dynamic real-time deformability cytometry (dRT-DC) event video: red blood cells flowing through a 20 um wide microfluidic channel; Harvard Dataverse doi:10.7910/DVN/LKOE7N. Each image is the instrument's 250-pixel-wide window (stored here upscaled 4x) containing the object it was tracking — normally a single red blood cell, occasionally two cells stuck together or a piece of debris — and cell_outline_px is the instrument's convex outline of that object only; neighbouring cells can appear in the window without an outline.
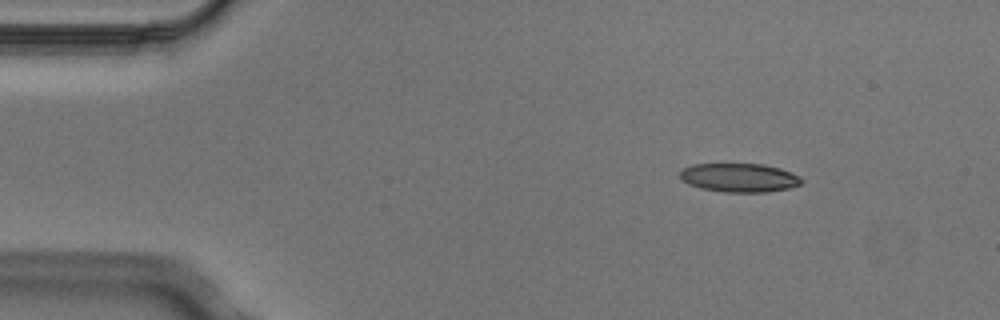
{"species": "Egyptian fruit bat (a non-hibernating species)", "species_latin": "Rousettus aegyptiacus", "temperature_condition": "cold", "stored_images_in_passage": 4, "camera_frame_rate_fps": 3000, "um_per_image_px": 0.085, "animal": {"sex": "male"}, "frame": {"image": 1, "passage_image": 1, "time_ms": 0.0, "image_size_px": [1000, 320], "cell_outline_px": [[804, 180], [800, 184], [792, 188], [768, 192], [724, 192], [700, 188], [688, 184], [680, 180], [680, 172], [684, 168], [692, 164], [764, 164], [780, 168], [800, 176]], "centroid_in_image_um": [62.85, 15.11], "position_along_channel_um": 22.1, "area_um2": 20.58}}
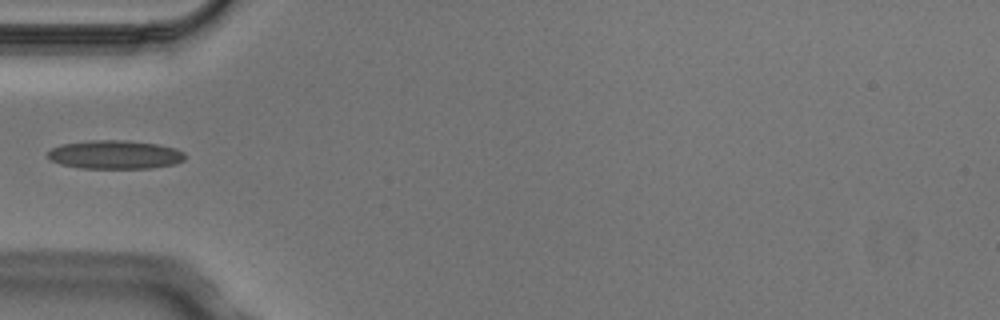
{"frame": {"image": 2, "passage_image": 4, "time_ms": 1.0, "image_size_px": [1000, 320], "cell_outline_px": [[184, 160], [176, 164], [152, 168], [80, 168], [60, 164], [52, 160], [48, 156], [48, 152], [52, 148], [60, 144], [88, 140], [128, 140], [156, 144], [176, 148], [184, 152]], "centroid_in_image_um": [9.78, 13.14], "position_along_channel_um": 75.2, "area_um2": 23.0}}